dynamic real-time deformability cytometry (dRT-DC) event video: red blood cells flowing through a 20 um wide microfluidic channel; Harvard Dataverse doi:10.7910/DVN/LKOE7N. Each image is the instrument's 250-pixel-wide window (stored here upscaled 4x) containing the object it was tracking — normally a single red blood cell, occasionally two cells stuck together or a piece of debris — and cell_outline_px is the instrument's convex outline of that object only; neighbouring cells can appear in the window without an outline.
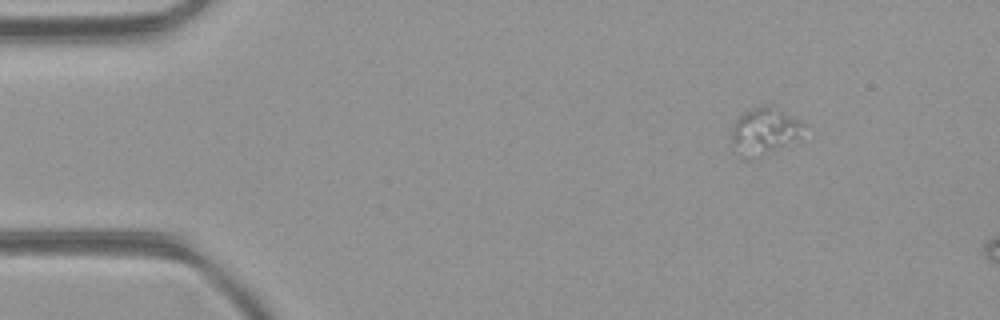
{"species": "common noctule bat (a hibernating species)", "species_latin": "Nyctalus noctula", "temperature_condition": "room temperature", "stored_images_in_passage": 3, "camera_frame_rate_fps": 3000, "um_per_image_px": 0.085, "animal": {"sex": "female", "body_mass_g": 21.9}, "frame": {"image": 1, "passage_image": 1, "time_ms": 0.0, "image_size_px": [1000, 320], "cell_outline_px": [[804, 124], [796, 136], [780, 144], [768, 148], [764, 148], [732, 140], [732, 128], [736, 120], [744, 112], [756, 108], [768, 108], [780, 112], [800, 120]], "centroid_in_image_um": [65.04, 10.87], "position_along_channel_um": 20.0, "area_um2": 14.91}}